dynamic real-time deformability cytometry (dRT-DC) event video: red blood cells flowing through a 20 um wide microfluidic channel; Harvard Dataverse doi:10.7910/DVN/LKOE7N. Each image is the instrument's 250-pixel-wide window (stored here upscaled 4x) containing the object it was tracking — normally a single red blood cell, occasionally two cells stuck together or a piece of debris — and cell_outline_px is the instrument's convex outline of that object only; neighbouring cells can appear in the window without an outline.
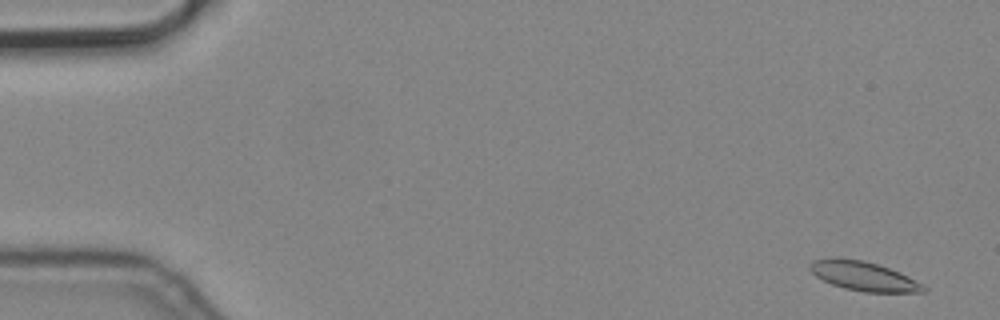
{"species": "common noctule bat (a hibernating species)", "species_latin": "Nyctalus noctula", "temperature_condition": "cold", "stored_images_in_passage": 5, "camera_frame_rate_fps": 3000, "um_per_image_px": 0.085, "animal": {"sex": "male", "body_mass_g": 19.2, "forearm_length_mm": 51.8}, "frame": {"image": 1, "passage_image": 1, "time_ms": 0.0, "image_size_px": [1000, 320], "cell_outline_px": [[928, 288], [924, 292], [864, 292], [844, 288], [832, 284], [816, 276], [808, 268], [808, 264], [812, 260], [864, 260], [900, 272], [908, 276]], "centroid_in_image_um": [73.44, 23.5], "position_along_channel_um": 11.6, "area_um2": 18.73}}
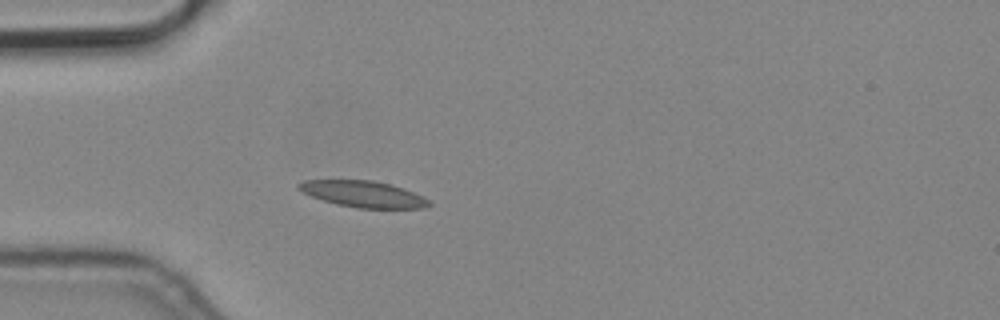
{"frame": {"image": 2, "passage_image": 5, "time_ms": 1.333, "image_size_px": [1000, 320], "cell_outline_px": [[432, 204], [424, 208], [356, 208], [336, 204], [312, 196], [296, 188], [296, 184], [304, 180], [372, 180], [404, 188], [428, 200]], "centroid_in_image_um": [30.84, 16.49], "position_along_channel_um": 54.2, "area_um2": 19.77}}